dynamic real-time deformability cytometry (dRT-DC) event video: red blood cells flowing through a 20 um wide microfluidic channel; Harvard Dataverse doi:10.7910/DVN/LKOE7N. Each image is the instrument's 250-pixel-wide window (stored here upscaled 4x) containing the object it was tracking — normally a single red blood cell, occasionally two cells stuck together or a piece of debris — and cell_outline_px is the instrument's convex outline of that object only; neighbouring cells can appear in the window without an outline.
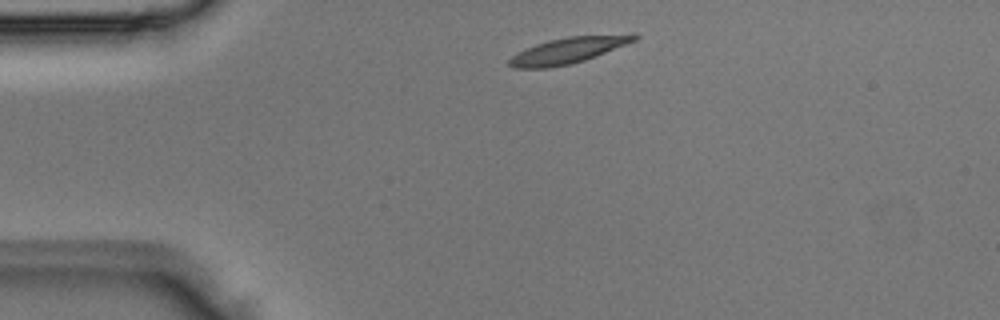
{"species": "Egyptian fruit bat (a non-hibernating species)", "species_latin": "Rousettus aegyptiacus", "temperature_condition": "room temperature", "stored_images_in_passage": 1, "camera_frame_rate_fps": 3000, "um_per_image_px": 0.085, "animal": {"sex": "male"}, "frame": {"image": 1, "passage_image": 1, "time_ms": 0.0, "image_size_px": [1000, 320], "cell_outline_px": [[640, 36], [636, 40], [596, 56], [584, 60], [568, 64], [548, 68], [512, 68], [508, 64], [508, 60], [512, 56], [536, 44], [548, 40], [568, 36], [632, 32], [636, 32]], "centroid_in_image_um": [48.4, 4.24], "position_along_channel_um": 36.6, "area_um2": 19.19}}